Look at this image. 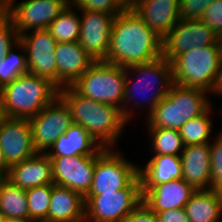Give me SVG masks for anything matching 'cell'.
Returning <instances> with one entry per match:
<instances>
[{
	"label": "cell",
	"instance_id": "6da1fadb",
	"mask_svg": "<svg viewBox=\"0 0 222 222\" xmlns=\"http://www.w3.org/2000/svg\"><path fill=\"white\" fill-rule=\"evenodd\" d=\"M163 56V39L149 28L134 10L116 14L109 51L103 60L109 64L129 67L147 63Z\"/></svg>",
	"mask_w": 222,
	"mask_h": 222
},
{
	"label": "cell",
	"instance_id": "7a4b0ae2",
	"mask_svg": "<svg viewBox=\"0 0 222 222\" xmlns=\"http://www.w3.org/2000/svg\"><path fill=\"white\" fill-rule=\"evenodd\" d=\"M59 97L69 107L73 123L81 125L102 147H117V140L129 124L120 108L84 97L72 86L60 88Z\"/></svg>",
	"mask_w": 222,
	"mask_h": 222
},
{
	"label": "cell",
	"instance_id": "3957f363",
	"mask_svg": "<svg viewBox=\"0 0 222 222\" xmlns=\"http://www.w3.org/2000/svg\"><path fill=\"white\" fill-rule=\"evenodd\" d=\"M130 76H133V79H131ZM134 77L136 81H134ZM172 85L171 63L163 56L147 63L125 67L124 101L121 110L124 118L128 122H130L131 118L133 119V117H131V115L134 116L133 109L130 107L128 108V106H132L131 103L136 106V95H138L139 98L143 94V98H140L142 101H138L140 102L139 105L144 103L143 105L145 106L146 103V106H148L147 118L154 111L159 102L167 95ZM151 90L152 94H150L149 97L147 93ZM144 97L147 99H144Z\"/></svg>",
	"mask_w": 222,
	"mask_h": 222
},
{
	"label": "cell",
	"instance_id": "277c9868",
	"mask_svg": "<svg viewBox=\"0 0 222 222\" xmlns=\"http://www.w3.org/2000/svg\"><path fill=\"white\" fill-rule=\"evenodd\" d=\"M0 91L8 118L30 119L59 96L53 82L30 73L20 75Z\"/></svg>",
	"mask_w": 222,
	"mask_h": 222
},
{
	"label": "cell",
	"instance_id": "5b68a950",
	"mask_svg": "<svg viewBox=\"0 0 222 222\" xmlns=\"http://www.w3.org/2000/svg\"><path fill=\"white\" fill-rule=\"evenodd\" d=\"M208 94V95H206ZM202 89L174 84L146 118L147 127L179 130L190 119L203 114L212 103Z\"/></svg>",
	"mask_w": 222,
	"mask_h": 222
},
{
	"label": "cell",
	"instance_id": "8992f818",
	"mask_svg": "<svg viewBox=\"0 0 222 222\" xmlns=\"http://www.w3.org/2000/svg\"><path fill=\"white\" fill-rule=\"evenodd\" d=\"M221 59L220 41L183 52L170 61L172 81L174 84L210 93Z\"/></svg>",
	"mask_w": 222,
	"mask_h": 222
},
{
	"label": "cell",
	"instance_id": "52a82bcc",
	"mask_svg": "<svg viewBox=\"0 0 222 222\" xmlns=\"http://www.w3.org/2000/svg\"><path fill=\"white\" fill-rule=\"evenodd\" d=\"M72 87L84 97L114 105L122 110L125 67L95 61Z\"/></svg>",
	"mask_w": 222,
	"mask_h": 222
},
{
	"label": "cell",
	"instance_id": "ba28073f",
	"mask_svg": "<svg viewBox=\"0 0 222 222\" xmlns=\"http://www.w3.org/2000/svg\"><path fill=\"white\" fill-rule=\"evenodd\" d=\"M85 222H124L142 201L139 175L124 189L100 195H86Z\"/></svg>",
	"mask_w": 222,
	"mask_h": 222
},
{
	"label": "cell",
	"instance_id": "9c48e42d",
	"mask_svg": "<svg viewBox=\"0 0 222 222\" xmlns=\"http://www.w3.org/2000/svg\"><path fill=\"white\" fill-rule=\"evenodd\" d=\"M137 164L131 163L113 148H106L96 159L92 186L87 195H100L126 188L138 176Z\"/></svg>",
	"mask_w": 222,
	"mask_h": 222
},
{
	"label": "cell",
	"instance_id": "30bf717a",
	"mask_svg": "<svg viewBox=\"0 0 222 222\" xmlns=\"http://www.w3.org/2000/svg\"><path fill=\"white\" fill-rule=\"evenodd\" d=\"M5 0V13L11 18L18 34L47 29L72 0Z\"/></svg>",
	"mask_w": 222,
	"mask_h": 222
},
{
	"label": "cell",
	"instance_id": "8fae6325",
	"mask_svg": "<svg viewBox=\"0 0 222 222\" xmlns=\"http://www.w3.org/2000/svg\"><path fill=\"white\" fill-rule=\"evenodd\" d=\"M29 121L33 148L41 153H46L73 124L71 111L59 96Z\"/></svg>",
	"mask_w": 222,
	"mask_h": 222
},
{
	"label": "cell",
	"instance_id": "7c38bea8",
	"mask_svg": "<svg viewBox=\"0 0 222 222\" xmlns=\"http://www.w3.org/2000/svg\"><path fill=\"white\" fill-rule=\"evenodd\" d=\"M19 41L26 51L28 73L46 78L57 86V41L50 32L47 29L30 30L20 34Z\"/></svg>",
	"mask_w": 222,
	"mask_h": 222
},
{
	"label": "cell",
	"instance_id": "4fadbf2b",
	"mask_svg": "<svg viewBox=\"0 0 222 222\" xmlns=\"http://www.w3.org/2000/svg\"><path fill=\"white\" fill-rule=\"evenodd\" d=\"M105 149L102 147L94 155L49 157L54 184L68 187L85 197L92 186L96 159Z\"/></svg>",
	"mask_w": 222,
	"mask_h": 222
},
{
	"label": "cell",
	"instance_id": "5bb4252c",
	"mask_svg": "<svg viewBox=\"0 0 222 222\" xmlns=\"http://www.w3.org/2000/svg\"><path fill=\"white\" fill-rule=\"evenodd\" d=\"M220 40L201 19H180L163 38V57L171 61L177 55Z\"/></svg>",
	"mask_w": 222,
	"mask_h": 222
},
{
	"label": "cell",
	"instance_id": "9a60e30c",
	"mask_svg": "<svg viewBox=\"0 0 222 222\" xmlns=\"http://www.w3.org/2000/svg\"><path fill=\"white\" fill-rule=\"evenodd\" d=\"M79 44L94 61H103L109 51L111 29L115 14L102 11L79 10Z\"/></svg>",
	"mask_w": 222,
	"mask_h": 222
},
{
	"label": "cell",
	"instance_id": "2e32d148",
	"mask_svg": "<svg viewBox=\"0 0 222 222\" xmlns=\"http://www.w3.org/2000/svg\"><path fill=\"white\" fill-rule=\"evenodd\" d=\"M0 147L9 166L33 156L29 119L7 118L0 124Z\"/></svg>",
	"mask_w": 222,
	"mask_h": 222
},
{
	"label": "cell",
	"instance_id": "e0dca14e",
	"mask_svg": "<svg viewBox=\"0 0 222 222\" xmlns=\"http://www.w3.org/2000/svg\"><path fill=\"white\" fill-rule=\"evenodd\" d=\"M55 57L59 89L72 86L95 62L78 41L57 43Z\"/></svg>",
	"mask_w": 222,
	"mask_h": 222
},
{
	"label": "cell",
	"instance_id": "ac0fdd59",
	"mask_svg": "<svg viewBox=\"0 0 222 222\" xmlns=\"http://www.w3.org/2000/svg\"><path fill=\"white\" fill-rule=\"evenodd\" d=\"M6 179L24 190L53 184L51 160L46 153L36 152L28 159L11 165Z\"/></svg>",
	"mask_w": 222,
	"mask_h": 222
},
{
	"label": "cell",
	"instance_id": "d6986e66",
	"mask_svg": "<svg viewBox=\"0 0 222 222\" xmlns=\"http://www.w3.org/2000/svg\"><path fill=\"white\" fill-rule=\"evenodd\" d=\"M180 0H139L134 11L160 38L180 20Z\"/></svg>",
	"mask_w": 222,
	"mask_h": 222
},
{
	"label": "cell",
	"instance_id": "ffe728a7",
	"mask_svg": "<svg viewBox=\"0 0 222 222\" xmlns=\"http://www.w3.org/2000/svg\"><path fill=\"white\" fill-rule=\"evenodd\" d=\"M183 177L195 190L210 189V143L185 146L181 155Z\"/></svg>",
	"mask_w": 222,
	"mask_h": 222
},
{
	"label": "cell",
	"instance_id": "44dd1931",
	"mask_svg": "<svg viewBox=\"0 0 222 222\" xmlns=\"http://www.w3.org/2000/svg\"><path fill=\"white\" fill-rule=\"evenodd\" d=\"M196 190L185 180L174 179L155 185L152 189H142V200L153 211L184 208Z\"/></svg>",
	"mask_w": 222,
	"mask_h": 222
},
{
	"label": "cell",
	"instance_id": "7402d4cb",
	"mask_svg": "<svg viewBox=\"0 0 222 222\" xmlns=\"http://www.w3.org/2000/svg\"><path fill=\"white\" fill-rule=\"evenodd\" d=\"M48 222H85V198L68 187L53 183Z\"/></svg>",
	"mask_w": 222,
	"mask_h": 222
},
{
	"label": "cell",
	"instance_id": "603a6c76",
	"mask_svg": "<svg viewBox=\"0 0 222 222\" xmlns=\"http://www.w3.org/2000/svg\"><path fill=\"white\" fill-rule=\"evenodd\" d=\"M102 146L81 126L73 123L46 152L48 157L94 155Z\"/></svg>",
	"mask_w": 222,
	"mask_h": 222
},
{
	"label": "cell",
	"instance_id": "cb8c5ba5",
	"mask_svg": "<svg viewBox=\"0 0 222 222\" xmlns=\"http://www.w3.org/2000/svg\"><path fill=\"white\" fill-rule=\"evenodd\" d=\"M138 175L141 189H152L155 185L181 179L183 177L181 157L153 155L144 168L139 166Z\"/></svg>",
	"mask_w": 222,
	"mask_h": 222
},
{
	"label": "cell",
	"instance_id": "d4e9b609",
	"mask_svg": "<svg viewBox=\"0 0 222 222\" xmlns=\"http://www.w3.org/2000/svg\"><path fill=\"white\" fill-rule=\"evenodd\" d=\"M189 222H220L222 193L214 190H196L184 206Z\"/></svg>",
	"mask_w": 222,
	"mask_h": 222
},
{
	"label": "cell",
	"instance_id": "484cf974",
	"mask_svg": "<svg viewBox=\"0 0 222 222\" xmlns=\"http://www.w3.org/2000/svg\"><path fill=\"white\" fill-rule=\"evenodd\" d=\"M0 211L5 220L29 219L26 190L0 179Z\"/></svg>",
	"mask_w": 222,
	"mask_h": 222
},
{
	"label": "cell",
	"instance_id": "4316f807",
	"mask_svg": "<svg viewBox=\"0 0 222 222\" xmlns=\"http://www.w3.org/2000/svg\"><path fill=\"white\" fill-rule=\"evenodd\" d=\"M72 7L76 8L75 11ZM76 10L77 7L71 2L47 28L57 43L79 41L80 15Z\"/></svg>",
	"mask_w": 222,
	"mask_h": 222
},
{
	"label": "cell",
	"instance_id": "83f0119b",
	"mask_svg": "<svg viewBox=\"0 0 222 222\" xmlns=\"http://www.w3.org/2000/svg\"><path fill=\"white\" fill-rule=\"evenodd\" d=\"M153 155L180 156L185 145L179 130L161 127H148Z\"/></svg>",
	"mask_w": 222,
	"mask_h": 222
},
{
	"label": "cell",
	"instance_id": "f1b7e54d",
	"mask_svg": "<svg viewBox=\"0 0 222 222\" xmlns=\"http://www.w3.org/2000/svg\"><path fill=\"white\" fill-rule=\"evenodd\" d=\"M212 109L211 105L203 114L190 119L179 129L185 146L211 143L209 137L213 126L209 116L212 115Z\"/></svg>",
	"mask_w": 222,
	"mask_h": 222
},
{
	"label": "cell",
	"instance_id": "f546056e",
	"mask_svg": "<svg viewBox=\"0 0 222 222\" xmlns=\"http://www.w3.org/2000/svg\"><path fill=\"white\" fill-rule=\"evenodd\" d=\"M13 49L22 50L24 54L16 53ZM25 73H28L26 51L23 44L18 41L8 54L0 59V89Z\"/></svg>",
	"mask_w": 222,
	"mask_h": 222
},
{
	"label": "cell",
	"instance_id": "4dcf8cb0",
	"mask_svg": "<svg viewBox=\"0 0 222 222\" xmlns=\"http://www.w3.org/2000/svg\"><path fill=\"white\" fill-rule=\"evenodd\" d=\"M52 184L26 190L29 220L48 222Z\"/></svg>",
	"mask_w": 222,
	"mask_h": 222
},
{
	"label": "cell",
	"instance_id": "1f68e13d",
	"mask_svg": "<svg viewBox=\"0 0 222 222\" xmlns=\"http://www.w3.org/2000/svg\"><path fill=\"white\" fill-rule=\"evenodd\" d=\"M214 142L210 143L211 151V182L210 190L222 193V130Z\"/></svg>",
	"mask_w": 222,
	"mask_h": 222
},
{
	"label": "cell",
	"instance_id": "d6a6232c",
	"mask_svg": "<svg viewBox=\"0 0 222 222\" xmlns=\"http://www.w3.org/2000/svg\"><path fill=\"white\" fill-rule=\"evenodd\" d=\"M19 41V34L11 18L3 12L0 14V59Z\"/></svg>",
	"mask_w": 222,
	"mask_h": 222
},
{
	"label": "cell",
	"instance_id": "836d02e7",
	"mask_svg": "<svg viewBox=\"0 0 222 222\" xmlns=\"http://www.w3.org/2000/svg\"><path fill=\"white\" fill-rule=\"evenodd\" d=\"M72 3L79 10L102 11L115 15L124 10L116 0H72Z\"/></svg>",
	"mask_w": 222,
	"mask_h": 222
},
{
	"label": "cell",
	"instance_id": "e575fe53",
	"mask_svg": "<svg viewBox=\"0 0 222 222\" xmlns=\"http://www.w3.org/2000/svg\"><path fill=\"white\" fill-rule=\"evenodd\" d=\"M201 20L220 38L222 36V0H214L206 8Z\"/></svg>",
	"mask_w": 222,
	"mask_h": 222
},
{
	"label": "cell",
	"instance_id": "d590c367",
	"mask_svg": "<svg viewBox=\"0 0 222 222\" xmlns=\"http://www.w3.org/2000/svg\"><path fill=\"white\" fill-rule=\"evenodd\" d=\"M214 0H180V19H201Z\"/></svg>",
	"mask_w": 222,
	"mask_h": 222
},
{
	"label": "cell",
	"instance_id": "8d00e7d4",
	"mask_svg": "<svg viewBox=\"0 0 222 222\" xmlns=\"http://www.w3.org/2000/svg\"><path fill=\"white\" fill-rule=\"evenodd\" d=\"M124 222H159L157 214L142 200Z\"/></svg>",
	"mask_w": 222,
	"mask_h": 222
},
{
	"label": "cell",
	"instance_id": "74e56055",
	"mask_svg": "<svg viewBox=\"0 0 222 222\" xmlns=\"http://www.w3.org/2000/svg\"><path fill=\"white\" fill-rule=\"evenodd\" d=\"M159 222H189L184 208L154 211Z\"/></svg>",
	"mask_w": 222,
	"mask_h": 222
},
{
	"label": "cell",
	"instance_id": "f35d334b",
	"mask_svg": "<svg viewBox=\"0 0 222 222\" xmlns=\"http://www.w3.org/2000/svg\"><path fill=\"white\" fill-rule=\"evenodd\" d=\"M209 94L222 95V59Z\"/></svg>",
	"mask_w": 222,
	"mask_h": 222
},
{
	"label": "cell",
	"instance_id": "ab89813d",
	"mask_svg": "<svg viewBox=\"0 0 222 222\" xmlns=\"http://www.w3.org/2000/svg\"><path fill=\"white\" fill-rule=\"evenodd\" d=\"M9 167L10 166L7 164V162L4 158V155H3V151L0 147V179L7 177Z\"/></svg>",
	"mask_w": 222,
	"mask_h": 222
},
{
	"label": "cell",
	"instance_id": "60d3db41",
	"mask_svg": "<svg viewBox=\"0 0 222 222\" xmlns=\"http://www.w3.org/2000/svg\"><path fill=\"white\" fill-rule=\"evenodd\" d=\"M124 10H134L139 0H116Z\"/></svg>",
	"mask_w": 222,
	"mask_h": 222
},
{
	"label": "cell",
	"instance_id": "b9f144b4",
	"mask_svg": "<svg viewBox=\"0 0 222 222\" xmlns=\"http://www.w3.org/2000/svg\"><path fill=\"white\" fill-rule=\"evenodd\" d=\"M8 118L6 111H5V105H4V98L3 94L0 91V124L5 121Z\"/></svg>",
	"mask_w": 222,
	"mask_h": 222
},
{
	"label": "cell",
	"instance_id": "7bdbcfd3",
	"mask_svg": "<svg viewBox=\"0 0 222 222\" xmlns=\"http://www.w3.org/2000/svg\"><path fill=\"white\" fill-rule=\"evenodd\" d=\"M5 12V0H0V14Z\"/></svg>",
	"mask_w": 222,
	"mask_h": 222
},
{
	"label": "cell",
	"instance_id": "ee69618b",
	"mask_svg": "<svg viewBox=\"0 0 222 222\" xmlns=\"http://www.w3.org/2000/svg\"><path fill=\"white\" fill-rule=\"evenodd\" d=\"M6 222H34V221L29 220V219H26V220L17 219V220H6Z\"/></svg>",
	"mask_w": 222,
	"mask_h": 222
},
{
	"label": "cell",
	"instance_id": "f6af8a7d",
	"mask_svg": "<svg viewBox=\"0 0 222 222\" xmlns=\"http://www.w3.org/2000/svg\"><path fill=\"white\" fill-rule=\"evenodd\" d=\"M0 222H6L3 213L0 211Z\"/></svg>",
	"mask_w": 222,
	"mask_h": 222
},
{
	"label": "cell",
	"instance_id": "bcb514c9",
	"mask_svg": "<svg viewBox=\"0 0 222 222\" xmlns=\"http://www.w3.org/2000/svg\"><path fill=\"white\" fill-rule=\"evenodd\" d=\"M220 42H221V47H222V36L219 38Z\"/></svg>",
	"mask_w": 222,
	"mask_h": 222
}]
</instances>
